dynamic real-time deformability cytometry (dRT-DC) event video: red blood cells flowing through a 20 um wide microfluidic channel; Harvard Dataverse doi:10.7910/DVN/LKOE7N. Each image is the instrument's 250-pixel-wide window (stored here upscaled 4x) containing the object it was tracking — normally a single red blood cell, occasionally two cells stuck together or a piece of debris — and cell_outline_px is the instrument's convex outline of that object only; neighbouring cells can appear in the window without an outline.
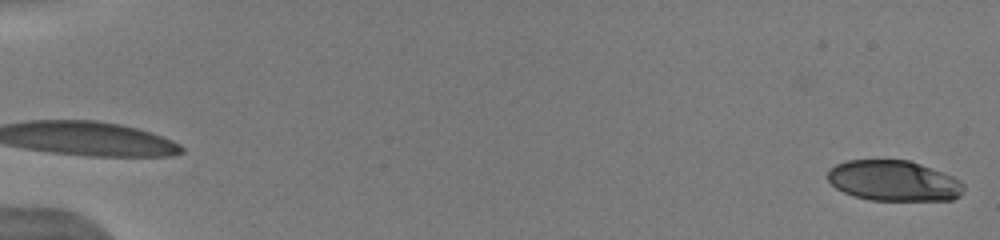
{"species": "human", "species_latin": "Homo sapiens", "temperature_condition": "warm", "stored_images_in_passage": 2, "segment_of_instrument_passage": [2, 2], "camera_frame_rate_fps": 3000, "um_per_image_px": 0.085, "donor": {"sex": "male"}, "frame": {"image": 1, "passage_image": 2, "time_ms": 1.0, "image_size_px": [1000, 240], "cell_outline_px": [[964, 188], [960, 196], [952, 200], [872, 200], [852, 196], [836, 188], [828, 180], [828, 172], [836, 164], [848, 160], [908, 160], [920, 164], [952, 176], [960, 180], [964, 184]], "centroid_in_image_um": [75.97, 15.37], "position_along_channel_um": 9.0, "area_um2": 32.02}}